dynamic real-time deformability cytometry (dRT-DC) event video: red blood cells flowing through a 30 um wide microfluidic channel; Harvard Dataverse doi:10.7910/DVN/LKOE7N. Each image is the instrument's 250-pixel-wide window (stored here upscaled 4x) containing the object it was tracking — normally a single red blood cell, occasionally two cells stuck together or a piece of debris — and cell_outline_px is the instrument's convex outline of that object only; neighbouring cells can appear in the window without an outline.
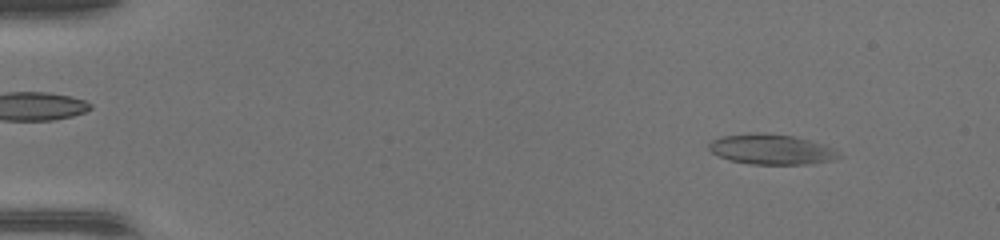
{"species": "common noctule bat (a hibernating species)", "species_latin": "Nyctalus noctula", "temperature_condition": "warm", "stored_images_in_passage": 48, "camera_frame_rate_fps": 3000, "um_per_image_px": 0.085, "animal": {"sex": "female", "body_mass_g": 17.0, "forearm_length_mm": 48.0}, "frame": {"image": 1, "passage_image": 5, "time_ms": 1.333, "image_size_px": [1000, 240], "cell_outline_px": [[844, 156], [836, 160], [812, 164], [748, 164], [728, 160], [712, 152], [708, 148], [708, 144], [712, 140], [720, 136], [748, 132], [764, 132], [792, 136], [824, 144], [836, 148]], "centroid_in_image_um": [65.61, 12.69], "position_along_channel_um": 19.4, "area_um2": 23.47}}
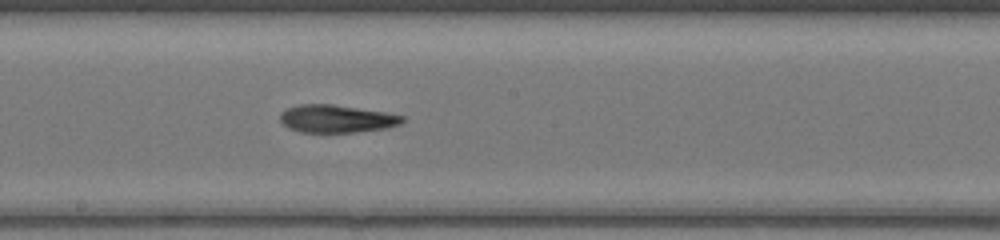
{"frame": {"image": 2, "passage_image": 27, "time_ms": 8.667, "image_size_px": [1000, 240], "cell_outline_px": [[404, 120], [400, 124], [388, 128], [356, 132], [300, 132], [288, 128], [280, 120], [280, 112], [288, 108], [300, 104], [332, 104], [384, 112], [404, 116]], "centroid_in_image_um": [28.6, 10.1], "position_along_channel_um": 219.6, "area_um2": 19.71}}
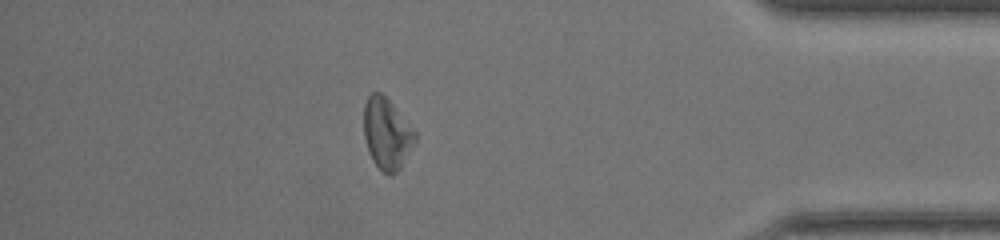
{"frame": {"image": 3, "passage_image": 42, "time_ms": 13.667, "image_size_px": [1000, 240], "cell_outline_px": [[416, 140], [400, 168], [392, 176], [388, 176], [372, 160], [368, 152], [364, 136], [364, 104], [368, 96], [372, 92], [380, 92], [392, 104], [416, 132]], "centroid_in_image_um": [32.86, 11.37], "position_along_channel_um": 402.3, "area_um2": 21.04}, "authors_computed_cell_mechanics": {"area_um2": 21.2704, "velocity_mm_per_s": 4.3446, "shape_relaxation_time_tau1_ms": 5.0096, "shape_relaxation_time_tau2_ms": 3.7332, "deformation_change_tau1": 0.17, "deformation_change_tau2": 0.1519}}